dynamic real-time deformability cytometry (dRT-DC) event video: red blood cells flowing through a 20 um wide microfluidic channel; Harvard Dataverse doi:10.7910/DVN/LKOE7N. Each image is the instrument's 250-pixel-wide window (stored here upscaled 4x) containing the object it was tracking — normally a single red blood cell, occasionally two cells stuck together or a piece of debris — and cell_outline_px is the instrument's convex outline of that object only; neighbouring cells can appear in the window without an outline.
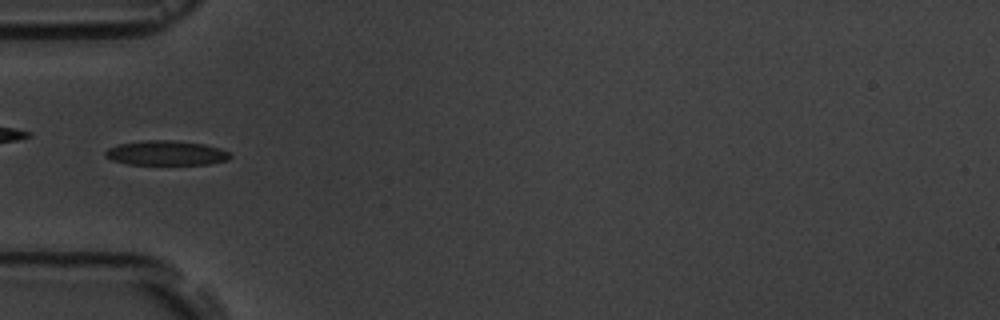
{"species": "common noctule bat (a hibernating species)", "species_latin": "Nyctalus noctula", "temperature_condition": "room temperature", "stored_images_in_passage": 9, "camera_frame_rate_fps": 3000, "um_per_image_px": 0.085, "animal": {"sex": "male", "body_mass_g": 19.5, "forearm_length_mm": 54.6}, "frame": {"image": 1, "passage_image": 6, "time_ms": 5.667, "image_size_px": [1000, 320], "cell_outline_px": [[232, 156], [228, 160], [208, 164], [128, 164], [112, 160], [104, 156], [104, 152], [108, 148], [120, 144], [148, 140], [172, 140], [204, 144], [220, 148], [228, 152]], "centroid_in_image_um": [14.13, 13.01], "position_along_channel_um": 70.9, "area_um2": 17.8}}
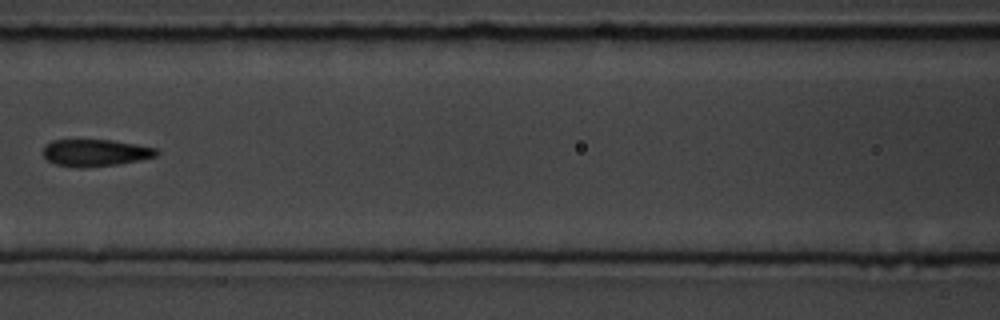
{"frame": {"image": 2, "passage_image": 8, "time_ms": 8.0, "image_size_px": [1000, 320], "cell_outline_px": [[160, 152], [156, 156], [140, 160], [116, 164], [76, 168], [56, 164], [48, 160], [44, 156], [44, 148], [52, 140], [112, 140], [156, 148]], "centroid_in_image_um": [8.12, 12.98], "position_along_channel_um": 158.5, "area_um2": 17.57}}
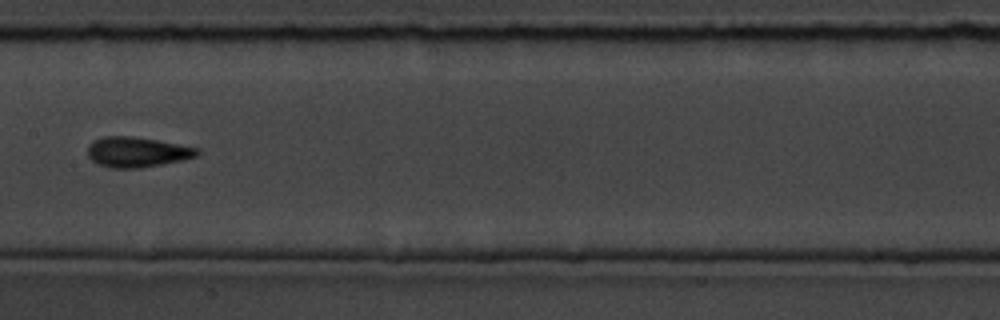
{"frame": {"image": 3, "passage_image": 9, "time_ms": 9.0, "image_size_px": [1000, 320], "cell_outline_px": [[200, 152], [196, 156], [184, 160], [140, 168], [108, 168], [96, 164], [88, 156], [88, 144], [104, 136], [132, 136], [156, 140], [200, 148]], "centroid_in_image_um": [11.64, 12.93], "position_along_channel_um": 195.8, "area_um2": 19.36}}